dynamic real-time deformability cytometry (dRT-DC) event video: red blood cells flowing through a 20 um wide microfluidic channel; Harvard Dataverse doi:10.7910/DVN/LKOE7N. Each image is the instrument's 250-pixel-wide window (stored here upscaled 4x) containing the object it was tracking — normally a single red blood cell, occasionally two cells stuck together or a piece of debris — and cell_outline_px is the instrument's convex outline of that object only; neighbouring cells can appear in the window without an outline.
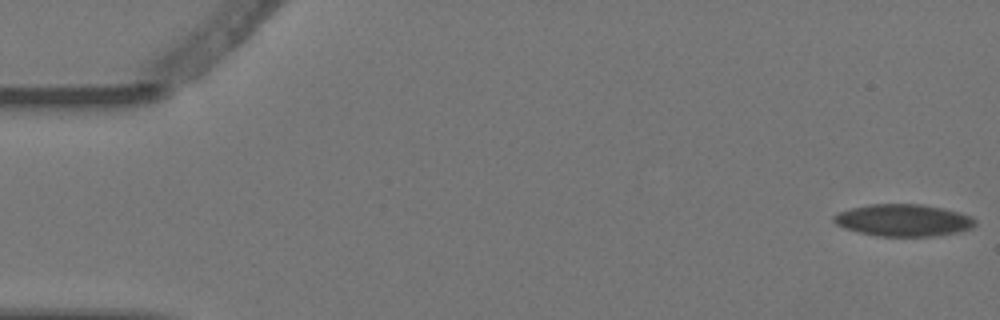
{"species": "Egyptian fruit bat (a non-hibernating species)", "species_latin": "Rousettus aegyptiacus", "temperature_condition": "warm", "stored_images_in_passage": 4, "camera_frame_rate_fps": 3000, "um_per_image_px": 0.085, "animal": {"sex": "female"}, "frame": {"image": 1, "passage_image": 1, "time_ms": 0.0, "image_size_px": [1000, 320], "cell_outline_px": [[976, 224], [972, 228], [956, 232], [932, 236], [876, 236], [844, 228], [836, 224], [832, 220], [832, 216], [840, 212], [852, 208], [868, 204], [920, 204], [944, 208], [960, 212], [972, 216], [976, 220]], "centroid_in_image_um": [76.8, 18.71], "position_along_channel_um": 8.2, "area_um2": 26.41}}